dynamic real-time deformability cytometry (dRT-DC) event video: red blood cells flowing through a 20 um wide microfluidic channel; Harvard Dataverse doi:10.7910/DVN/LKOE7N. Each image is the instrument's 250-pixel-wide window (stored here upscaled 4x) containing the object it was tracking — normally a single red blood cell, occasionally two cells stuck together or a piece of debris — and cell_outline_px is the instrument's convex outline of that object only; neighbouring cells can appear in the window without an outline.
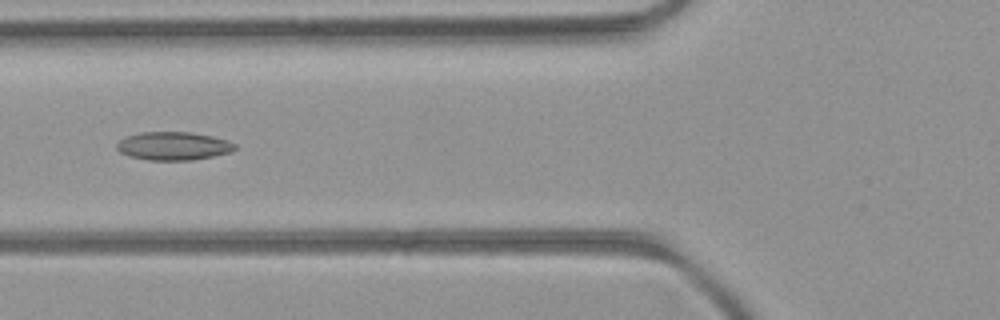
{"species": "common noctule bat (a hibernating species)", "species_latin": "Nyctalus noctula", "temperature_condition": "room temperature", "stored_images_in_passage": 37, "camera_frame_rate_fps": 3000, "um_per_image_px": 0.085, "animal": {"sex": "female", "body_mass_g": 21.9}, "frame": {"image": 1, "passage_image": 6, "time_ms": 1.667, "image_size_px": [1000, 320], "cell_outline_px": [[236, 148], [232, 152], [192, 160], [148, 160], [128, 156], [120, 152], [116, 148], [116, 144], [120, 140], [128, 136], [140, 132], [188, 132], [212, 136], [236, 144]], "centroid_in_image_um": [14.72, 12.41], "position_along_channel_um": 111.1, "area_um2": 19.36}}
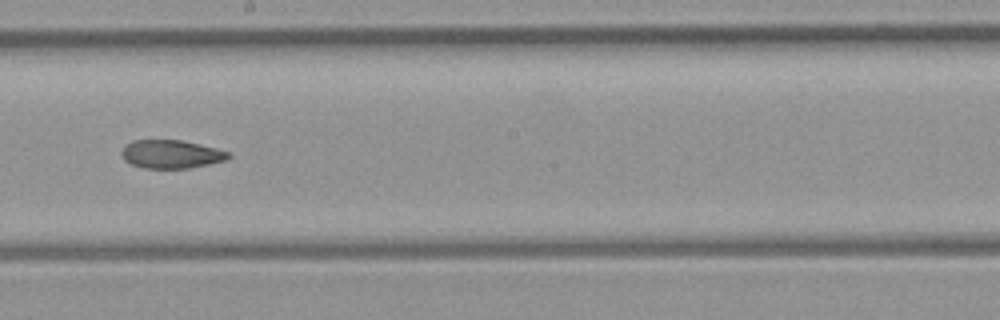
{"frame": {"image": 2, "passage_image": 15, "time_ms": 4.667, "image_size_px": [1000, 320], "cell_outline_px": [[232, 156], [228, 160], [188, 168], [144, 168], [132, 164], [124, 160], [120, 152], [132, 140], [180, 140], [200, 144], [232, 152]], "centroid_in_image_um": [14.6, 13.1], "position_along_channel_um": 233.6, "area_um2": 17.69}}
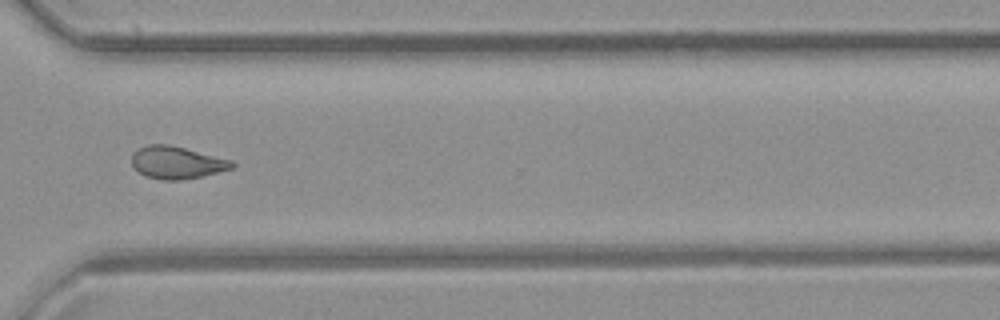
{"frame": {"image": 3, "passage_image": 24, "time_ms": 7.667, "image_size_px": [1000, 320], "cell_outline_px": [[236, 164], [232, 168], [204, 176], [180, 180], [160, 180], [144, 176], [132, 164], [132, 156], [140, 148], [148, 144], [168, 144], [232, 160]], "centroid_in_image_um": [15.04, 13.83], "position_along_channel_um": 355.6, "area_um2": 18.79}, "authors_computed_cell_mechanics": {"area_um2": 18.785, "velocity_mm_per_s": 4.0735, "shape_relaxation_time_tau1_ms": null, "shape_relaxation_time_tau2_ms": 4.2548, "deformation_change_tau1": null, "deformation_change_tau2": 0.0925}}